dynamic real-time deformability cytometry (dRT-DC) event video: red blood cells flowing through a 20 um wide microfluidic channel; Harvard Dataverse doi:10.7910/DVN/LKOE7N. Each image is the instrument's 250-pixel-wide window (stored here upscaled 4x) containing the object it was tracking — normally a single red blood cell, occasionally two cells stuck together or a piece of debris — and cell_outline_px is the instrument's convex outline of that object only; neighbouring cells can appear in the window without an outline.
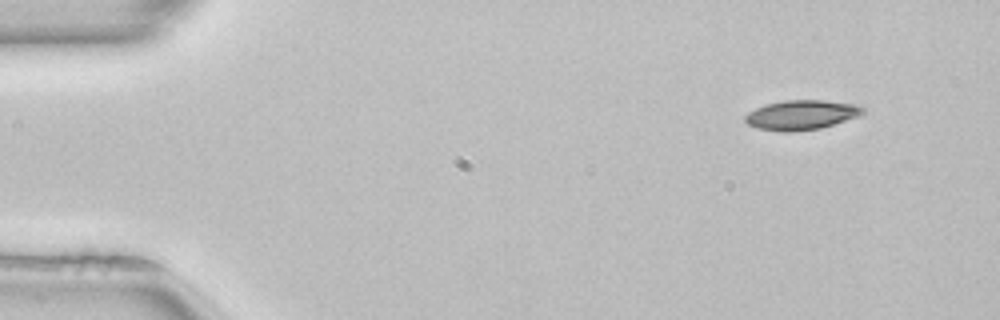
{"species": "common noctule bat (a hibernating species)", "species_latin": "Nyctalus noctula", "temperature_condition": "room temperature", "stored_images_in_passage": 47, "camera_frame_rate_fps": 3000, "um_per_image_px": 0.085, "animal": {"sex": "female", "body_mass_g": 22.7, "forearm_length_mm": 54.2}, "frame": {"image": 1, "passage_image": 1, "time_ms": 0.0, "image_size_px": [1000, 320], "cell_outline_px": [[864, 108], [856, 116], [820, 128], [792, 132], [784, 132], [760, 128], [748, 124], [744, 120], [744, 116], [748, 112], [764, 104], [784, 100], [824, 100], [852, 104]], "centroid_in_image_um": [68.02, 9.76], "position_along_channel_um": 17.0, "area_um2": 19.88}}
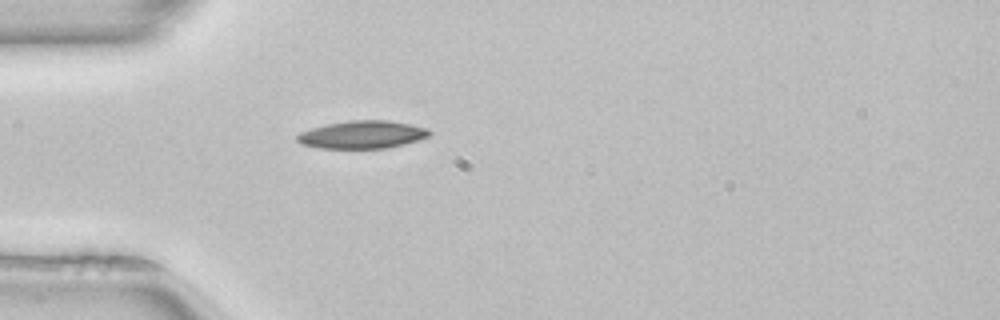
{"frame": {"image": 2, "passage_image": 11, "time_ms": 3.333, "image_size_px": [1000, 320], "cell_outline_px": [[432, 132], [428, 136], [404, 144], [388, 148], [320, 148], [300, 144], [296, 140], [296, 136], [300, 132], [312, 128], [328, 124], [348, 120], [388, 120], [428, 128]], "centroid_in_image_um": [30.77, 11.44], "position_along_channel_um": 54.2, "area_um2": 21.33}}
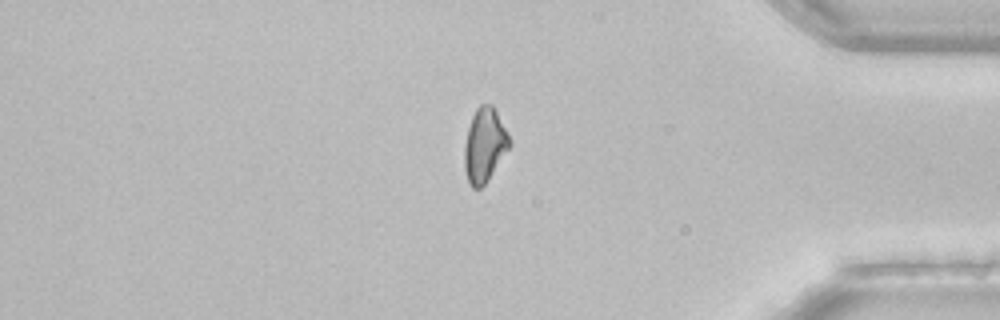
{"frame": {"image": 3, "passage_image": 39, "time_ms": 12.667, "image_size_px": [1000, 320], "cell_outline_px": [[512, 144], [488, 180], [480, 188], [472, 188], [468, 184], [464, 168], [464, 144], [468, 128], [472, 116], [476, 108], [480, 104], [492, 104]], "centroid_in_image_um": [41.16, 12.36], "position_along_channel_um": 394.0, "area_um2": 19.36}, "authors_computed_cell_mechanics": {"area_um2": 20.0566, "velocity_mm_per_s": 4.022, "shape_relaxation_time_tau1_ms": 3.2904, "shape_relaxation_time_tau2_ms": null, "deformation_change_tau1": 0.0957, "deformation_change_tau2": null}}